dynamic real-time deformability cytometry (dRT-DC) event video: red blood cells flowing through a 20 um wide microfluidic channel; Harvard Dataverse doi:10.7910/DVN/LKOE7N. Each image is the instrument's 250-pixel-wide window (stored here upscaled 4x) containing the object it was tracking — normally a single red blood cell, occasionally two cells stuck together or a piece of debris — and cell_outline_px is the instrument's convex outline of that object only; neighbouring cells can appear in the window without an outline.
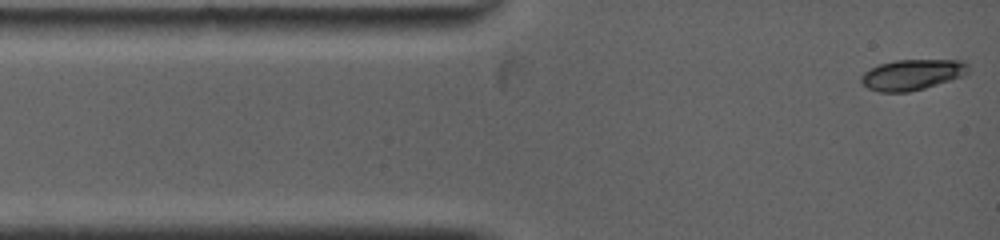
{"species": "common noctule bat (a hibernating species)", "species_latin": "Nyctalus noctula", "temperature_condition": "warm", "stored_images_in_passage": 69, "camera_frame_rate_fps": 5000, "um_per_image_px": 0.085, "animal": {"sex": "female", "body_mass_g": 19.0, "forearm_length_mm": 53.3}, "frame": {"image": 1, "passage_image": 1, "time_ms": 0.0, "image_size_px": [1000, 240], "cell_outline_px": [[968, 72], [960, 76], [924, 88], [908, 92], [880, 92], [868, 88], [860, 80], [860, 76], [864, 72], [880, 64], [896, 60], [960, 60], [968, 64]], "centroid_in_image_um": [77.5, 6.34], "position_along_channel_um": 7.5, "area_um2": 18.79}}
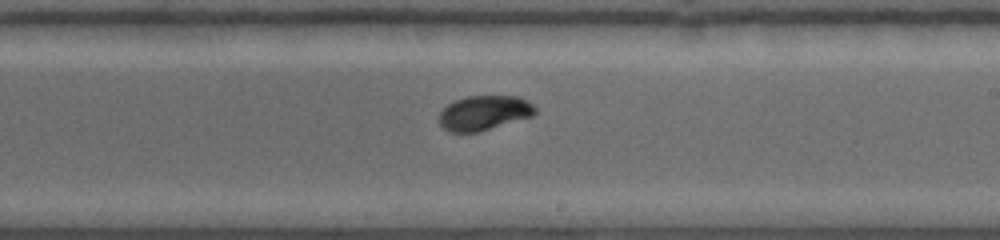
{"frame": {"image": 2, "passage_image": 28, "time_ms": 7.2, "image_size_px": [1000, 240], "cell_outline_px": [[536, 112], [532, 116], [480, 132], [448, 132], [440, 124], [440, 112], [448, 104], [456, 100], [468, 96], [516, 96], [532, 104], [536, 108]], "centroid_in_image_um": [41.14, 9.61], "position_along_channel_um": 247.9, "area_um2": 19.25}}
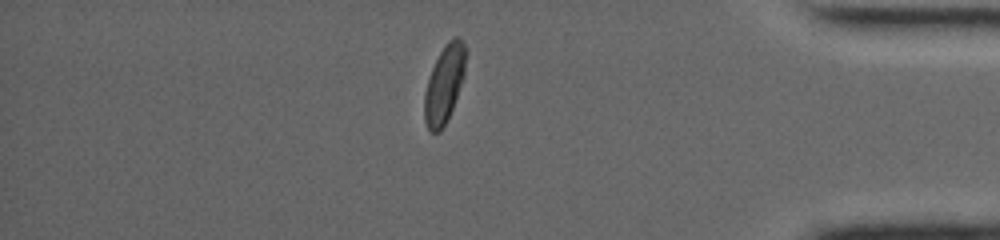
{"frame": {"image": 3, "passage_image": 58, "time_ms": 11.8, "image_size_px": [1000, 240], "cell_outline_px": [[468, 52], [464, 76], [452, 108], [440, 132], [428, 132], [424, 120], [424, 92], [432, 68], [440, 52], [448, 40], [456, 36], [460, 36], [468, 48]], "centroid_in_image_um": [37.79, 7.09], "position_along_channel_um": 397.4, "area_um2": 18.9}, "authors_computed_cell_mechanics": {"area_um2": 19.1896, "velocity_mm_per_s": 3.9897, "shape_relaxation_time_tau1_ms": 2.7954, "shape_relaxation_time_tau2_ms": null, "deformation_change_tau1": 0.1398, "deformation_change_tau2": null}}